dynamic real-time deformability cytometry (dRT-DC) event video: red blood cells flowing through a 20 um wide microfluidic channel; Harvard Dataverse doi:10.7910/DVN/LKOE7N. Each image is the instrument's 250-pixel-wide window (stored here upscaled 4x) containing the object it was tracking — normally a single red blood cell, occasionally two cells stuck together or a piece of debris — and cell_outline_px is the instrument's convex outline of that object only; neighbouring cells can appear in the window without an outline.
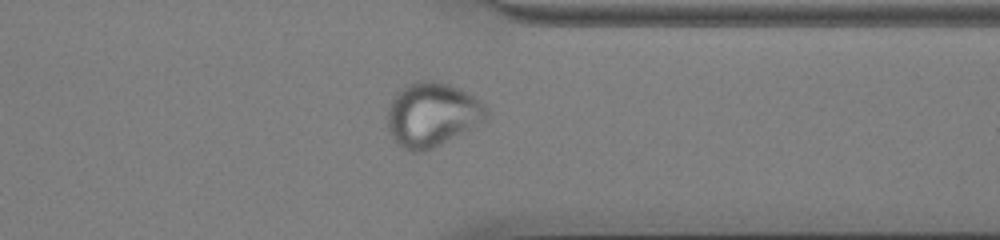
{"species": "common noctule bat (a hibernating species)", "species_latin": "Nyctalus noctula", "temperature_condition": "cold", "stored_images_in_passage": 52, "camera_frame_rate_fps": 3000, "um_per_image_px": 0.085, "animal": {"sex": "male", "body_mass_g": 13.0, "forearm_length_mm": 53.1}, "frame": {"image": 1, "passage_image": 45, "time_ms": 14.667, "image_size_px": [1000, 240], "cell_outline_px": [[488, 112], [484, 120], [440, 144], [432, 148], [420, 152], [408, 152], [396, 144], [388, 132], [388, 108], [396, 92], [400, 88], [416, 80], [436, 80], [460, 88], [468, 92], [484, 104], [488, 108]], "centroid_in_image_um": [36.68, 9.72], "position_along_channel_um": 374.7, "area_um2": 36.93}}